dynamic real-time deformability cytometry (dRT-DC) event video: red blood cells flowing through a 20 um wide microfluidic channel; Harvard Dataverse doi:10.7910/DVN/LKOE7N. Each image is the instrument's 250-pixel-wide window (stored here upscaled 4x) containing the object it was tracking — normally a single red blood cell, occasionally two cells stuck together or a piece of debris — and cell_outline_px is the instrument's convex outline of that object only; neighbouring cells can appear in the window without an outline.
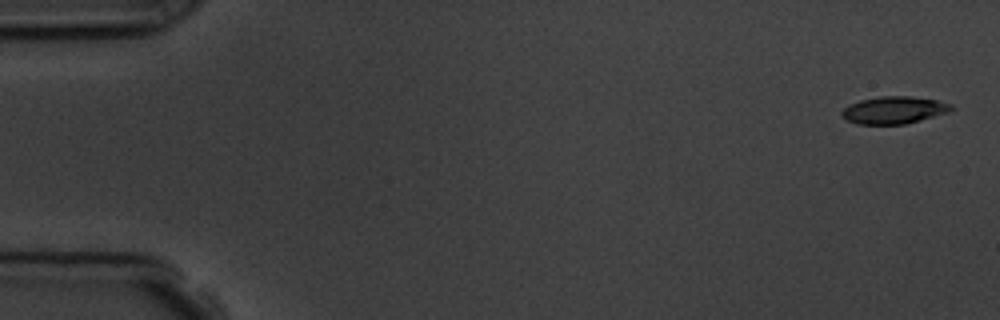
{"species": "common noctule bat (a hibernating species)", "species_latin": "Nyctalus noctula", "temperature_condition": "room temperature", "stored_images_in_passage": 5, "camera_frame_rate_fps": 3000, "um_per_image_px": 0.085, "animal": {"sex": "male", "body_mass_g": 19.5, "forearm_length_mm": 54.6}, "frame": {"image": 1, "passage_image": 1, "time_ms": 0.0, "image_size_px": [1000, 320], "cell_outline_px": [[952, 108], [948, 112], [904, 124], [856, 124], [840, 116], [840, 112], [848, 104], [860, 100], [880, 96], [912, 96], [936, 100], [952, 104]], "centroid_in_image_um": [75.93, 9.35], "position_along_channel_um": 9.1, "area_um2": 17.34}}
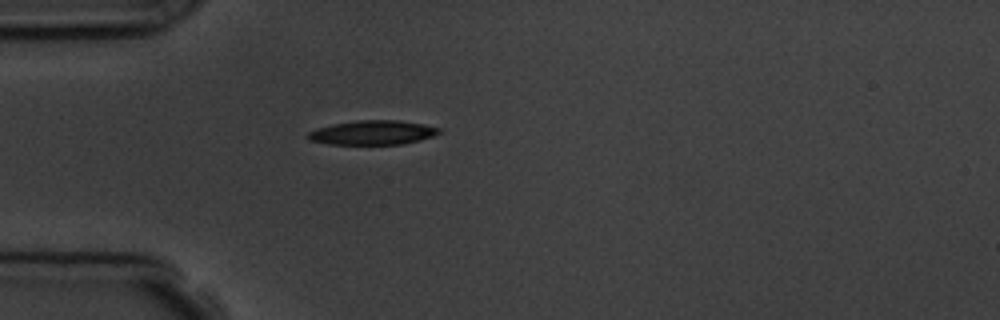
{"frame": {"image": 2, "passage_image": 5, "time_ms": 4.667, "image_size_px": [1000, 320], "cell_outline_px": [[440, 132], [432, 136], [420, 140], [400, 144], [328, 144], [308, 140], [304, 136], [308, 132], [316, 128], [332, 124], [356, 120], [396, 120], [424, 124], [440, 128]], "centroid_in_image_um": [31.61, 11.27], "position_along_channel_um": 53.4, "area_um2": 18.61}}